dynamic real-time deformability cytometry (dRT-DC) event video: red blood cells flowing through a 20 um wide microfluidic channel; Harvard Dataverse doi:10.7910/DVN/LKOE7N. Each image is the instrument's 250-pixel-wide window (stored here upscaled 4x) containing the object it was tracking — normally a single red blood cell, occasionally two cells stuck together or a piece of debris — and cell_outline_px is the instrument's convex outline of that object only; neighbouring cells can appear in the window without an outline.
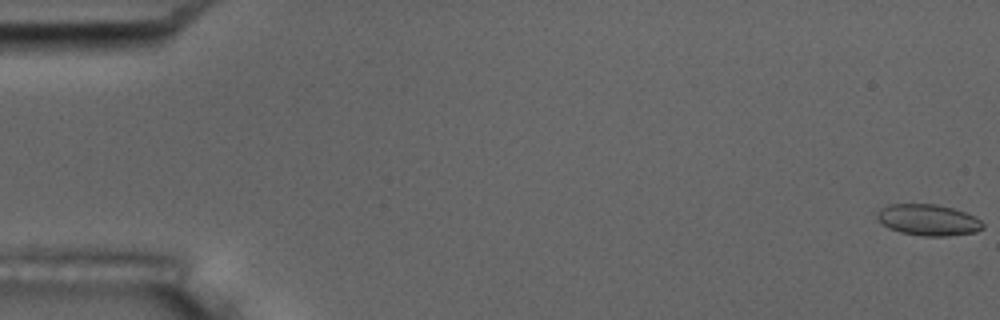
{"species": "common noctule bat (a hibernating species)", "species_latin": "Nyctalus noctula", "temperature_condition": "room temperature", "stored_images_in_passage": 9, "camera_frame_rate_fps": 3000, "um_per_image_px": 0.085, "animal": {"sex": "male", "body_mass_g": 17.5, "forearm_length_mm": 52.3}, "frame": {"image": 1, "passage_image": 1, "time_ms": 0.0, "image_size_px": [1000, 320], "cell_outline_px": [[984, 228], [976, 232], [948, 236], [924, 236], [900, 232], [888, 228], [880, 224], [876, 216], [876, 212], [880, 208], [888, 204], [936, 204], [952, 208], [976, 216], [984, 224]], "centroid_in_image_um": [78.87, 18.69], "position_along_channel_um": 6.1, "area_um2": 19.48}}
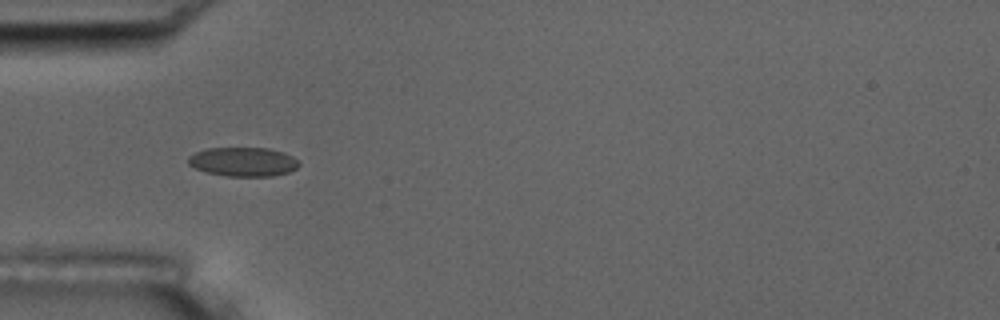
{"frame": {"image": 2, "passage_image": 6, "time_ms": 5.667, "image_size_px": [1000, 320], "cell_outline_px": [[300, 164], [296, 168], [288, 172], [272, 176], [224, 176], [204, 172], [188, 164], [188, 156], [196, 152], [208, 148], [268, 148], [284, 152], [300, 160]], "centroid_in_image_um": [20.68, 13.75], "position_along_channel_um": 64.3, "area_um2": 18.9}}
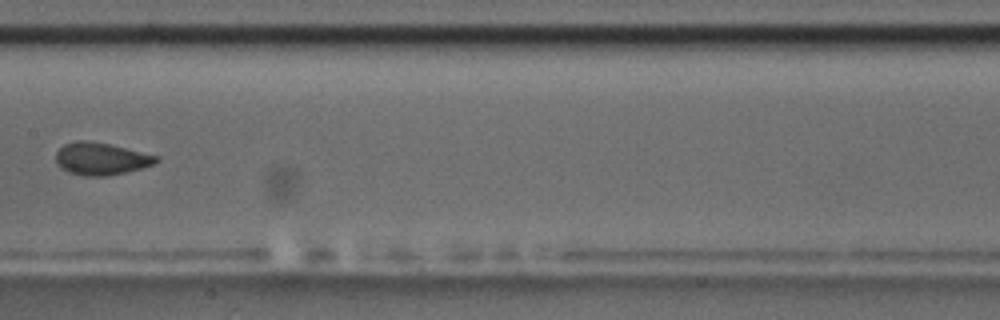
{"frame": {"image": 3, "passage_image": 9, "time_ms": 9.333, "image_size_px": [1000, 320], "cell_outline_px": [[160, 160], [152, 164], [140, 168], [124, 172], [104, 176], [84, 176], [68, 172], [56, 160], [56, 152], [64, 144], [76, 140], [88, 140], [112, 144], [160, 156]], "centroid_in_image_um": [8.61, 13.47], "position_along_channel_um": 198.8, "area_um2": 18.84}}